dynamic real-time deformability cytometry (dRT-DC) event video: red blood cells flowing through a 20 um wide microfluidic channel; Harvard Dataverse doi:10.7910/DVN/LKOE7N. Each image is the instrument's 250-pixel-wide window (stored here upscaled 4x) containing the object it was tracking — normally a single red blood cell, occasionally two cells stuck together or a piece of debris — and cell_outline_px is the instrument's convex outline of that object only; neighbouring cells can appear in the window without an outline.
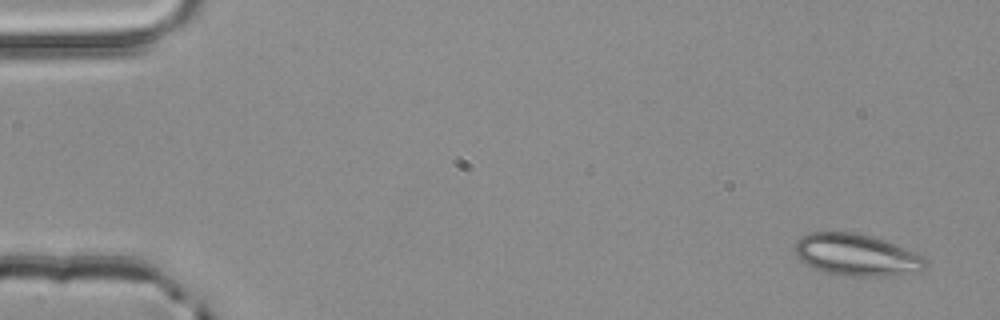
{"species": "common noctule bat (a hibernating species)", "species_latin": "Nyctalus noctula", "temperature_condition": "room temperature", "stored_images_in_passage": 4, "camera_frame_rate_fps": 3000, "um_per_image_px": 0.085, "animal": {"sex": "male", "body_mass_g": 20.4}, "frame": {"image": 1, "passage_image": 1, "time_ms": 0.0, "image_size_px": [1000, 320], "cell_outline_px": [[928, 264], [920, 272], [892, 276], [844, 276], [824, 272], [800, 260], [796, 256], [796, 240], [800, 236], [812, 232], [856, 232], [872, 236], [884, 240], [924, 256], [928, 260]], "centroid_in_image_um": [72.84, 21.68], "position_along_channel_um": 12.2, "area_um2": 32.08}}